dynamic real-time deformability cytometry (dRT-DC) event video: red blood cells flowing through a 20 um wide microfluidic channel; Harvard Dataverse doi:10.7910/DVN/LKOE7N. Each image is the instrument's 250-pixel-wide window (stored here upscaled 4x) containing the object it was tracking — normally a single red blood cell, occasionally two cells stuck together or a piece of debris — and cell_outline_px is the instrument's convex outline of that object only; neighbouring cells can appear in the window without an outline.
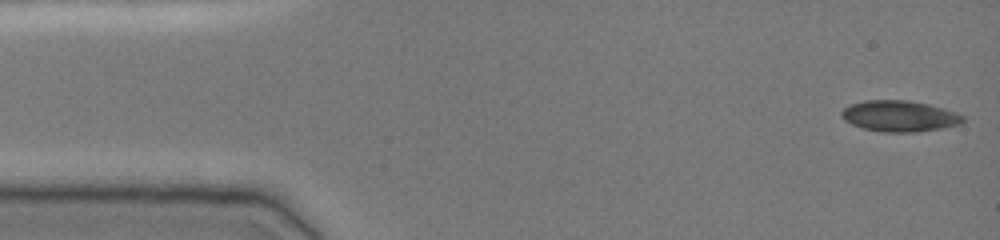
{"species": "common noctule bat (a hibernating species)", "species_latin": "Nyctalus noctula", "temperature_condition": "cold", "stored_images_in_passage": 48, "camera_frame_rate_fps": 3000, "um_per_image_px": 0.085, "animal": {"sex": "female", "body_mass_g": 19.0, "forearm_length_mm": 51.5}, "frame": {"image": 1, "passage_image": 1, "time_ms": 0.0, "image_size_px": [1000, 240], "cell_outline_px": [[964, 120], [960, 124], [940, 128], [916, 132], [884, 132], [864, 128], [852, 124], [844, 120], [840, 116], [840, 112], [844, 108], [852, 104], [864, 100], [908, 100], [928, 104], [956, 112], [964, 116]], "centroid_in_image_um": [76.44, 9.86], "position_along_channel_um": 8.6, "area_um2": 21.85}}
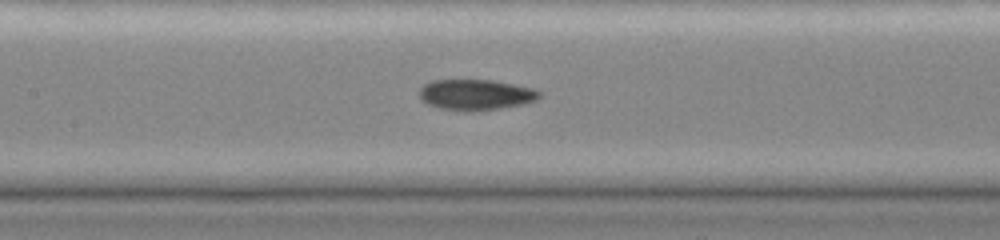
{"frame": {"image": 2, "passage_image": 22, "time_ms": 7.0, "image_size_px": [1000, 240], "cell_outline_px": [[544, 92], [536, 100], [524, 104], [500, 108], [468, 112], [464, 112], [440, 108], [428, 104], [420, 96], [420, 88], [424, 84], [432, 80], [492, 80], [532, 88]], "centroid_in_image_um": [40.46, 8.05], "position_along_channel_um": 166.9, "area_um2": 21.5}}
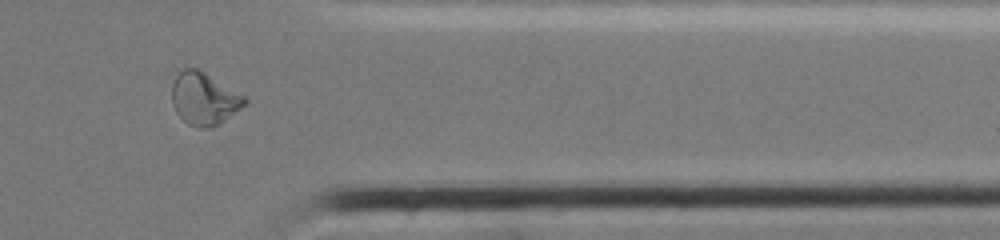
{"frame": {"image": 3, "passage_image": 40, "time_ms": 13.0, "image_size_px": [1000, 240], "cell_outline_px": [[248, 104], [212, 128], [196, 128], [188, 124], [176, 112], [172, 104], [172, 84], [176, 76], [184, 68], [196, 68], [204, 72], [244, 96], [248, 100]], "centroid_in_image_um": [17.35, 8.41], "position_along_channel_um": 394.1, "area_um2": 22.08}}